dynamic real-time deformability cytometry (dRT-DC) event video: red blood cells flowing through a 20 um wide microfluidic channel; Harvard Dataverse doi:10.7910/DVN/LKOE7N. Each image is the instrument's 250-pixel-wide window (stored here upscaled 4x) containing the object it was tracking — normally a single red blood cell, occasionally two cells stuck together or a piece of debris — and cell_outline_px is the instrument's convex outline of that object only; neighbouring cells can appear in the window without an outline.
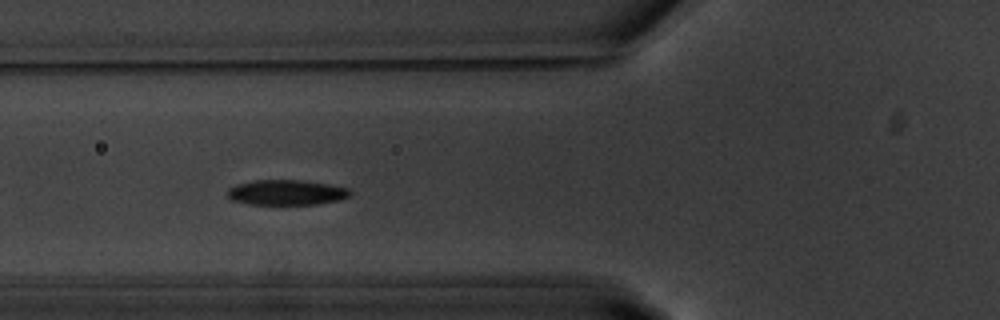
{"species": "common noctule bat (a hibernating species)", "species_latin": "Nyctalus noctula", "temperature_condition": "warm", "stored_images_in_passage": 6, "camera_frame_rate_fps": 3000, "um_per_image_px": 0.085, "animal": {"sex": "male", "body_mass_g": 20.1, "forearm_length_mm": 53.5}, "frame": {"image": 1, "passage_image": 5, "time_ms": 5.667, "image_size_px": [1000, 320], "cell_outline_px": [[352, 192], [348, 196], [340, 200], [316, 204], [248, 204], [232, 200], [228, 196], [228, 188], [236, 184], [252, 180], [304, 180], [328, 184], [348, 188]], "centroid_in_image_um": [24.33, 16.35], "position_along_channel_um": 101.5, "area_um2": 18.03}}